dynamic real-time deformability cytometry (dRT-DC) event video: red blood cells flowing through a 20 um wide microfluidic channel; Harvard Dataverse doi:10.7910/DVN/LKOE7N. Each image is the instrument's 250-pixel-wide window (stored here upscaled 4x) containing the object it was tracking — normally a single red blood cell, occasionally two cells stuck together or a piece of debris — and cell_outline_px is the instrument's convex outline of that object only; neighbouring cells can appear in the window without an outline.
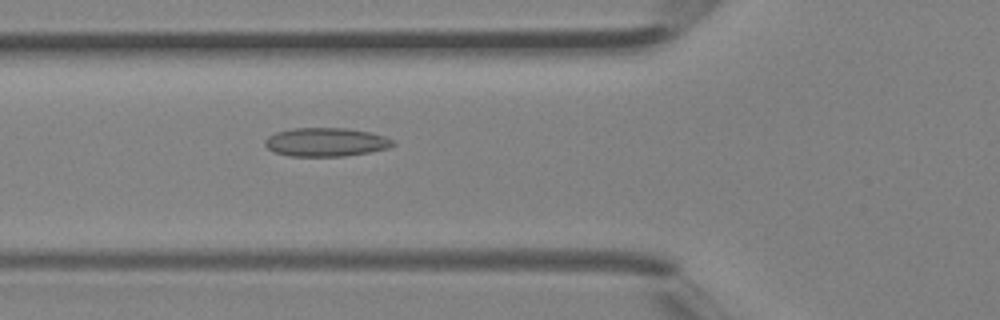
{"species": "Egyptian fruit bat (a non-hibernating species)", "species_latin": "Rousettus aegyptiacus", "temperature_condition": "room temperature", "stored_images_in_passage": 31, "camera_frame_rate_fps": 3000, "um_per_image_px": 0.085, "animal": {"sex": "female"}, "frame": {"image": 1, "passage_image": 9, "time_ms": 2.667, "image_size_px": [1000, 320], "cell_outline_px": [[396, 144], [388, 148], [368, 152], [344, 156], [288, 156], [272, 152], [264, 144], [264, 140], [268, 136], [276, 132], [292, 128], [348, 128], [372, 132], [384, 136], [392, 140]], "centroid_in_image_um": [27.68, 12.07], "position_along_channel_um": 98.1, "area_um2": 21.5}}
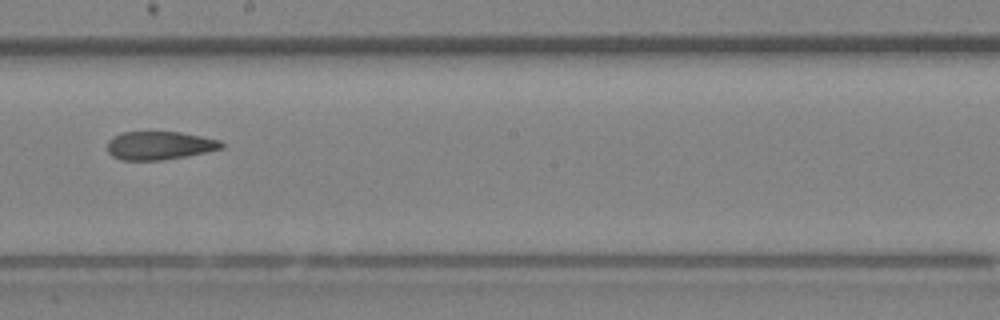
{"frame": {"image": 2, "passage_image": 17, "time_ms": 5.333, "image_size_px": [1000, 320], "cell_outline_px": [[224, 148], [188, 156], [164, 160], [120, 160], [112, 156], [108, 152], [108, 140], [112, 136], [124, 132], [180, 132], [220, 140], [224, 144]], "centroid_in_image_um": [13.56, 12.37], "position_along_channel_um": 234.6, "area_um2": 18.96}}
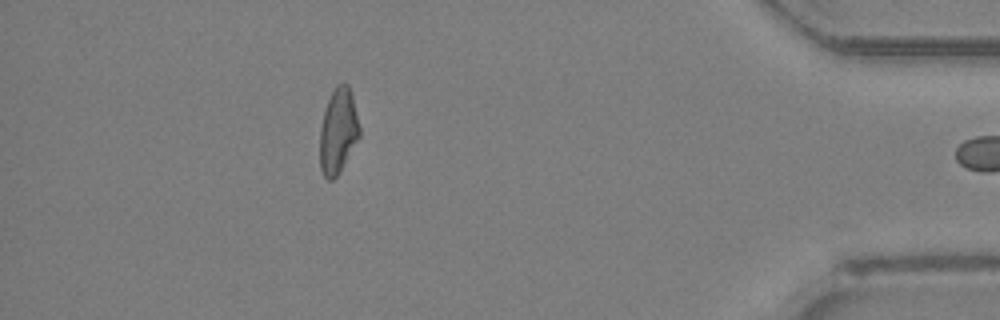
{"frame": {"image": 3, "passage_image": 30, "time_ms": 9.667, "image_size_px": [1000, 320], "cell_outline_px": [[360, 136], [340, 172], [332, 180], [328, 180], [324, 176], [320, 168], [320, 128], [324, 112], [328, 100], [336, 84], [348, 84], [352, 96], [360, 128]], "centroid_in_image_um": [28.74, 11.16], "position_along_channel_um": 406.5, "area_um2": 19.54}}